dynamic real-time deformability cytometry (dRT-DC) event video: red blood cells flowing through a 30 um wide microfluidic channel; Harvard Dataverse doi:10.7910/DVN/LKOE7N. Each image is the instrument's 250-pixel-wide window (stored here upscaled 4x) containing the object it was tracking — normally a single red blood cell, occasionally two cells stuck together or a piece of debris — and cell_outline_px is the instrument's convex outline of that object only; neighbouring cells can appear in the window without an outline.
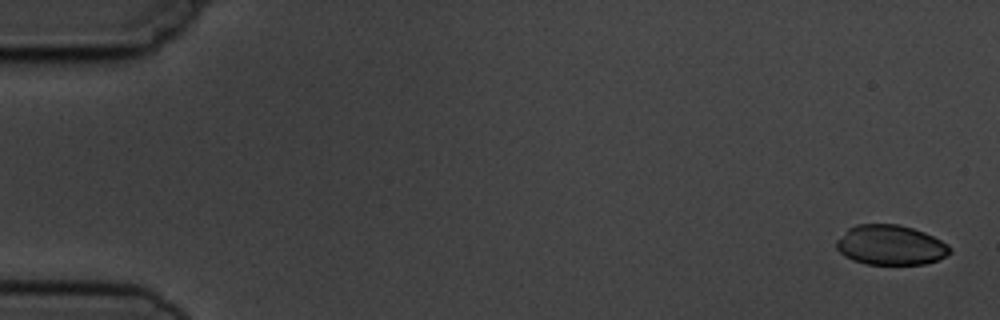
{"species": "common noctule bat (a hibernating species)", "species_latin": "Nyctalus noctula", "temperature_condition": "cold", "stored_images_in_passage": 4, "camera_frame_rate_fps": 3000, "um_per_image_px": 0.085, "animal": {"sex": "male", "body_mass_g": 19.5, "forearm_length_mm": 54.6}, "frame": {"image": 1, "passage_image": 1, "time_ms": 0.0, "image_size_px": [1000, 320], "cell_outline_px": [[952, 252], [936, 260], [924, 264], [868, 264], [852, 260], [844, 256], [836, 248], [836, 240], [848, 228], [856, 224], [900, 224], [924, 232], [948, 244], [952, 248]], "centroid_in_image_um": [75.68, 20.82], "position_along_channel_um": 9.3, "area_um2": 26.41}}
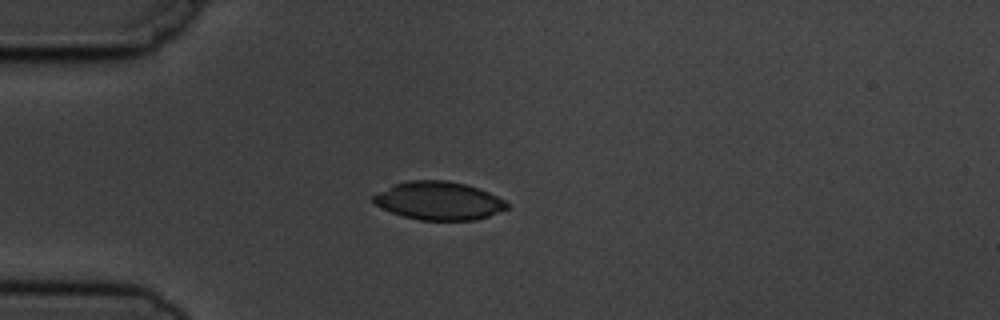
{"frame": {"image": 2, "passage_image": 4, "time_ms": 4.333, "image_size_px": [1000, 320], "cell_outline_px": [[508, 208], [488, 216], [476, 220], [420, 220], [404, 216], [392, 212], [376, 204], [372, 200], [372, 196], [376, 192], [392, 184], [408, 180], [448, 180], [468, 184], [480, 188], [504, 200], [508, 204]], "centroid_in_image_um": [37.28, 17.04], "position_along_channel_um": 47.7, "area_um2": 29.88}}